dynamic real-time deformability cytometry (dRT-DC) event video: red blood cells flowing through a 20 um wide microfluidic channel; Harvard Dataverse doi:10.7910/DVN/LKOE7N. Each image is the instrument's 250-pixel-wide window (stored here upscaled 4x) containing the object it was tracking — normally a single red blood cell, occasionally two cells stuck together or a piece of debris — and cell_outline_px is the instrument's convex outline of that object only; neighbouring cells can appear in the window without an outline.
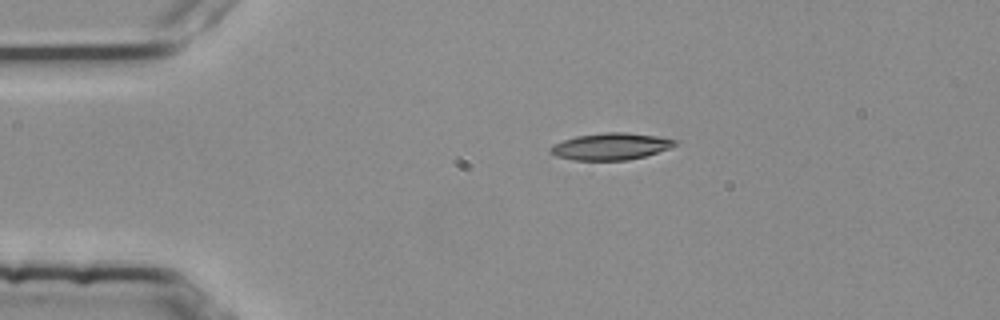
{"species": "common noctule bat (a hibernating species)", "species_latin": "Nyctalus noctula", "temperature_condition": "room temperature", "stored_images_in_passage": 3, "camera_frame_rate_fps": 3000, "um_per_image_px": 0.085, "animal": {"sex": "female", "body_mass_g": 25.1}, "frame": {"image": 1, "passage_image": 1, "time_ms": 0.0, "image_size_px": [1000, 320], "cell_outline_px": [[680, 140], [676, 144], [668, 148], [644, 156], [628, 160], [572, 160], [556, 156], [548, 152], [548, 148], [564, 140], [576, 136], [608, 132], [624, 132], [656, 136]], "centroid_in_image_um": [51.89, 12.45], "position_along_channel_um": 33.1, "area_um2": 19.31}}